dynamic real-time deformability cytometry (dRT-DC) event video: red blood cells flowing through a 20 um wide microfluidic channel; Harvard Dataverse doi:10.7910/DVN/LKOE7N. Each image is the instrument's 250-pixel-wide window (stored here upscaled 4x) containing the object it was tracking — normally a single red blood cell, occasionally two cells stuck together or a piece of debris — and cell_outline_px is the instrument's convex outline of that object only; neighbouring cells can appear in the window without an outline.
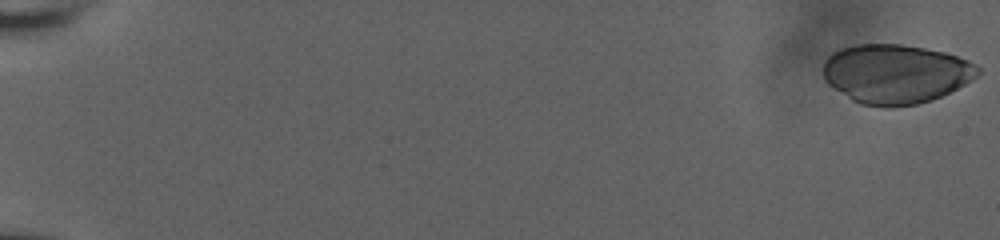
{"species": "human", "species_latin": "Homo sapiens", "temperature_condition": "room temperature", "stored_images_in_passage": 57, "camera_frame_rate_fps": 3000, "um_per_image_px": 0.085, "donor": {"sex": "male"}, "frame": {"image": 1, "passage_image": 1, "time_ms": 0.0, "image_size_px": [1000, 240], "cell_outline_px": [[980, 72], [976, 76], [964, 84], [932, 100], [916, 104], [888, 108], [884, 108], [860, 104], [852, 100], [828, 84], [824, 80], [824, 60], [832, 52], [840, 48], [856, 44], [900, 44], [924, 48], [944, 52], [968, 60], [976, 64], [980, 68]], "centroid_in_image_um": [76.1, 6.28], "position_along_channel_um": 8.9, "area_um2": 53.47}}